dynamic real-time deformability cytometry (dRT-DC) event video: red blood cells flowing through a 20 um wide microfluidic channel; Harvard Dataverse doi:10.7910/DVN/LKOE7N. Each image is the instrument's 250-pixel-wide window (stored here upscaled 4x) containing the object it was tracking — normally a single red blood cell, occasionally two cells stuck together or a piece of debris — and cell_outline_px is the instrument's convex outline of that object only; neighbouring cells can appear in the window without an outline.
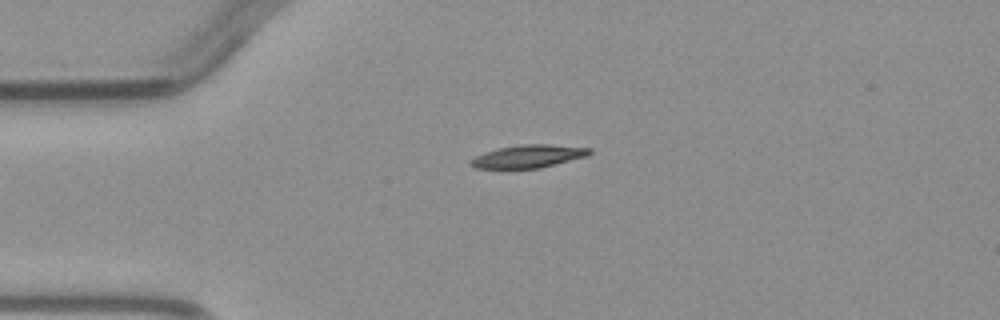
{"species": "common noctule bat (a hibernating species)", "species_latin": "Nyctalus noctula", "temperature_condition": "warm", "stored_images_in_passage": 2, "camera_frame_rate_fps": 3000, "um_per_image_px": 0.085, "animal": {"sex": "male", "body_mass_g": 23.1, "forearm_length_mm": 52.7}, "frame": {"image": 1, "passage_image": 1, "time_ms": 0.0, "image_size_px": [1000, 320], "cell_outline_px": [[592, 152], [588, 156], [540, 168], [472, 168], [468, 164], [468, 160], [476, 156], [496, 148], [524, 144], [548, 144], [592, 148]], "centroid_in_image_um": [44.9, 13.29], "position_along_channel_um": 40.1, "area_um2": 15.95}}
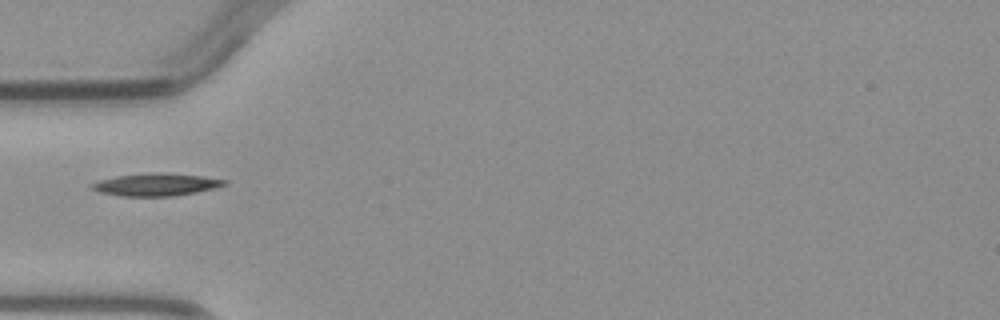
{"frame": {"image": 2, "passage_image": 2, "time_ms": 1.333, "image_size_px": [1000, 320], "cell_outline_px": [[228, 184], [216, 188], [196, 192], [172, 196], [120, 196], [100, 192], [92, 188], [92, 184], [100, 180], [116, 176], [156, 172], [160, 172], [200, 176], [228, 180]], "centroid_in_image_um": [13.31, 15.69], "position_along_channel_um": 71.7, "area_um2": 17.22}}